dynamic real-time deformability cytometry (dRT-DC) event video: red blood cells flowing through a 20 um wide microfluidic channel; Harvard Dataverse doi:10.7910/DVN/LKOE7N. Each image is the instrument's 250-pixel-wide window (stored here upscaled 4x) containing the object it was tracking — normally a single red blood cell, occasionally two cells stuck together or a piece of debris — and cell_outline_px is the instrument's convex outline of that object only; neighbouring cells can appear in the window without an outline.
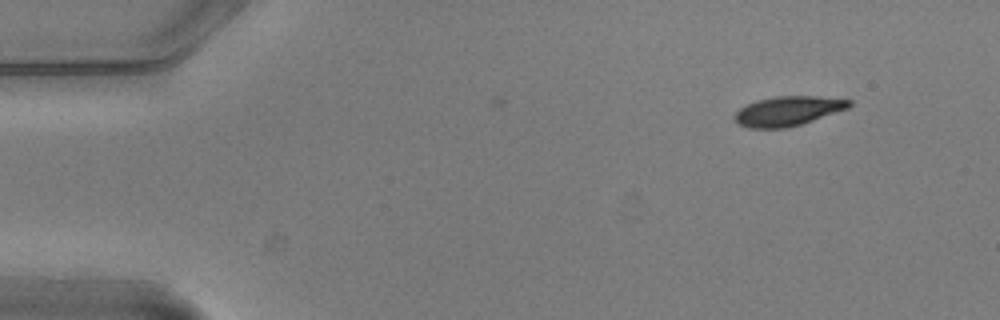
{"species": "common noctule bat (a hibernating species)", "species_latin": "Nyctalus noctula", "temperature_condition": "warm", "stored_images_in_passage": 3, "camera_frame_rate_fps": 3000, "um_per_image_px": 0.085, "animal": {"sex": "male", "body_mass_g": 20.5, "forearm_length_mm": 52.5}, "frame": {"image": 1, "passage_image": 1, "time_ms": 0.0, "image_size_px": [1000, 320], "cell_outline_px": [[852, 104], [848, 108], [800, 124], [784, 128], [748, 128], [740, 124], [732, 116], [740, 108], [756, 100], [776, 96], [816, 96], [852, 100]], "centroid_in_image_um": [66.96, 9.43], "position_along_channel_um": 18.0, "area_um2": 19.48}}
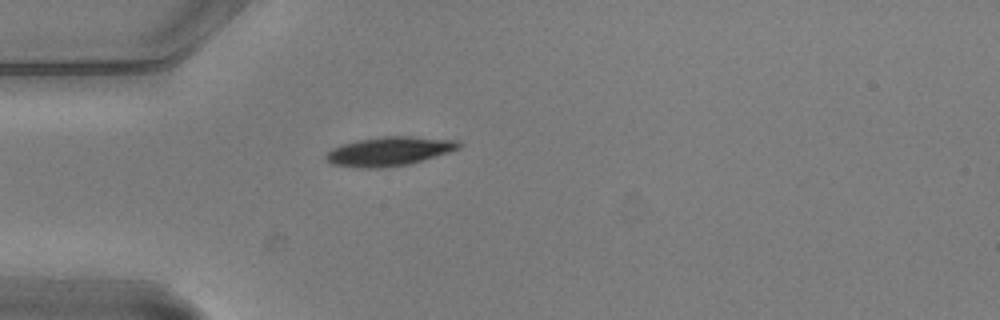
{"frame": {"image": 2, "passage_image": 3, "time_ms": 0.667, "image_size_px": [1000, 320], "cell_outline_px": [[464, 144], [460, 148], [436, 156], [408, 164], [384, 168], [356, 168], [328, 164], [324, 156], [332, 148], [340, 144], [356, 140], [384, 136], [412, 136], [460, 140]], "centroid_in_image_um": [33.06, 12.86], "position_along_channel_um": 51.9, "area_um2": 22.89}}